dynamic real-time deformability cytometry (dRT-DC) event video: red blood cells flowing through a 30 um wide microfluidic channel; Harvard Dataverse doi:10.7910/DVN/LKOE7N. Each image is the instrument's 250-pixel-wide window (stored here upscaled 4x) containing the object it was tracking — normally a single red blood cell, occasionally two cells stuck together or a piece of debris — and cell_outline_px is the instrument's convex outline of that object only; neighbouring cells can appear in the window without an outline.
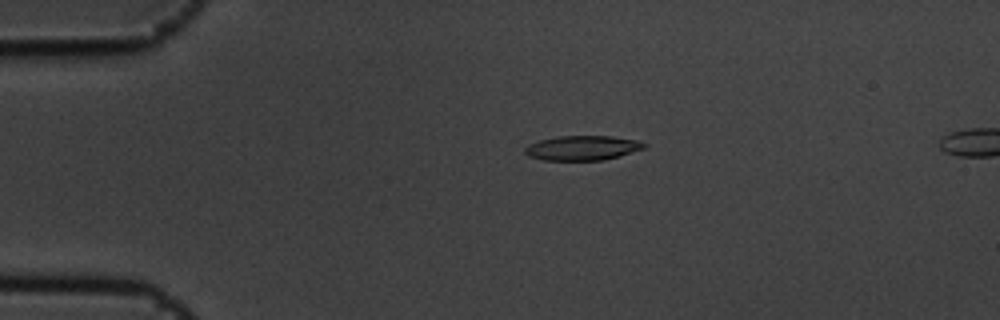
{"species": "common noctule bat (a hibernating species)", "species_latin": "Nyctalus noctula", "temperature_condition": "cold", "stored_images_in_passage": 9, "camera_frame_rate_fps": 3000, "um_per_image_px": 0.085, "animal": {"sex": "male", "body_mass_g": 19.5, "forearm_length_mm": 54.6}, "frame": {"image": 1, "passage_image": 3, "time_ms": 0.667, "image_size_px": [1000, 320], "cell_outline_px": [[648, 144], [644, 148], [604, 160], [544, 160], [528, 156], [524, 152], [524, 148], [528, 144], [540, 140], [556, 136], [612, 136], [636, 140]], "centroid_in_image_um": [49.47, 12.57], "position_along_channel_um": 35.5, "area_um2": 17.05}}
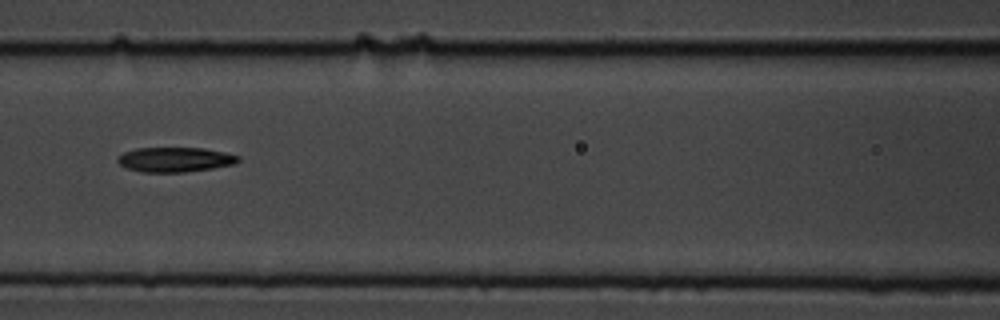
{"frame": {"image": 2, "passage_image": 7, "time_ms": 2.0, "image_size_px": [1000, 320], "cell_outline_px": [[240, 160], [236, 164], [212, 168], [184, 172], [140, 172], [128, 168], [120, 164], [116, 160], [124, 152], [136, 148], [204, 148], [224, 152], [240, 156]], "centroid_in_image_um": [14.9, 13.56], "position_along_channel_um": 151.7, "area_um2": 17.34}}
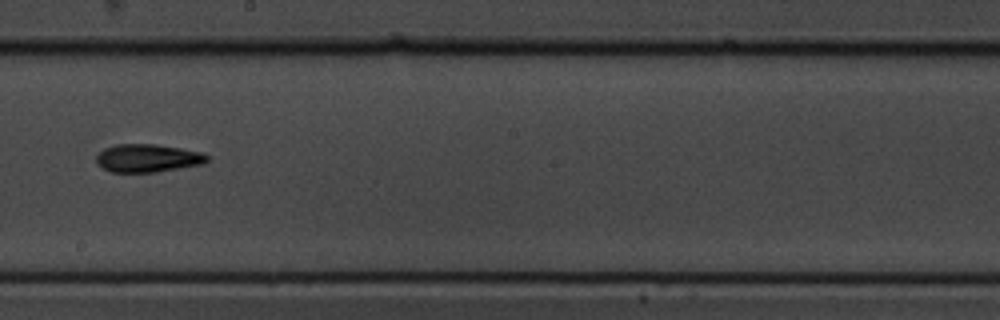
{"frame": {"image": 3, "passage_image": 9, "time_ms": 2.667, "image_size_px": [1000, 320], "cell_outline_px": [[208, 160], [204, 164], [156, 172], [112, 172], [104, 168], [96, 160], [96, 156], [104, 148], [116, 144], [156, 144], [180, 148], [200, 152], [208, 156]], "centroid_in_image_um": [12.57, 13.44], "position_along_channel_um": 235.6, "area_um2": 17.98}}